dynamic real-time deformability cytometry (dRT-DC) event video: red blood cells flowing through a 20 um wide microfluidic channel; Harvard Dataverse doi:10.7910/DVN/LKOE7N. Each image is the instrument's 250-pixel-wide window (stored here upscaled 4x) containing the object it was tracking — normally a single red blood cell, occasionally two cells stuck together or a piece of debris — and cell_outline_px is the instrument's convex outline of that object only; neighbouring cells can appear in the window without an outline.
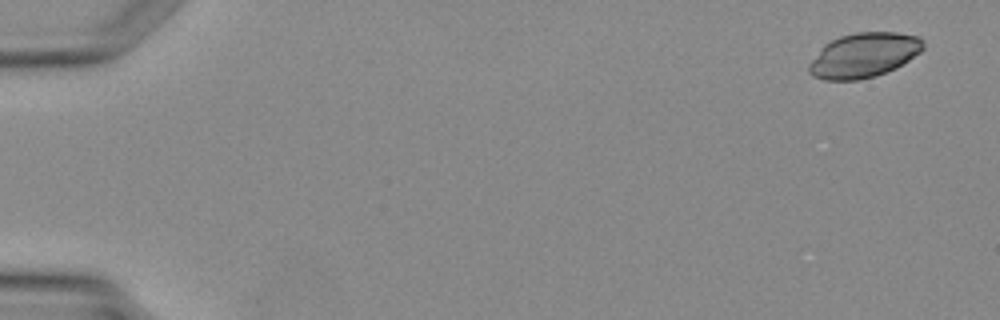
{"species": "Egyptian fruit bat (a non-hibernating species)", "species_latin": "Rousettus aegyptiacus", "temperature_condition": "warm", "stored_images_in_passage": 3, "camera_frame_rate_fps": 3000, "um_per_image_px": 0.085, "animal": {"sex": "female"}, "frame": {"image": 1, "passage_image": 1, "time_ms": 0.0, "image_size_px": [1000, 320], "cell_outline_px": [[924, 48], [920, 52], [896, 68], [876, 76], [860, 80], [824, 80], [812, 76], [808, 72], [808, 64], [820, 48], [824, 44], [840, 36], [856, 32], [896, 32], [916, 36], [924, 40]], "centroid_in_image_um": [73.4, 4.7], "position_along_channel_um": 11.6, "area_um2": 29.88}}
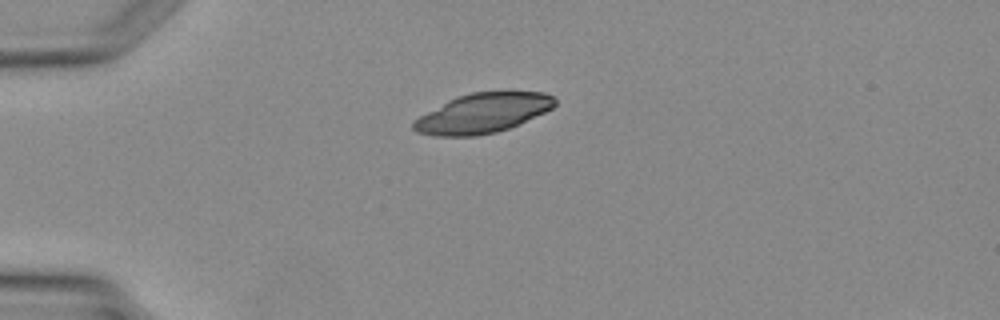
{"frame": {"image": 2, "passage_image": 3, "time_ms": 3.0, "image_size_px": [1000, 320], "cell_outline_px": [[556, 104], [552, 108], [544, 112], [508, 128], [496, 132], [476, 136], [436, 136], [416, 132], [412, 128], [412, 120], [448, 100], [456, 96], [472, 92], [544, 92], [552, 96], [556, 100]], "centroid_in_image_um": [40.98, 9.62], "position_along_channel_um": 44.0, "area_um2": 32.43}}